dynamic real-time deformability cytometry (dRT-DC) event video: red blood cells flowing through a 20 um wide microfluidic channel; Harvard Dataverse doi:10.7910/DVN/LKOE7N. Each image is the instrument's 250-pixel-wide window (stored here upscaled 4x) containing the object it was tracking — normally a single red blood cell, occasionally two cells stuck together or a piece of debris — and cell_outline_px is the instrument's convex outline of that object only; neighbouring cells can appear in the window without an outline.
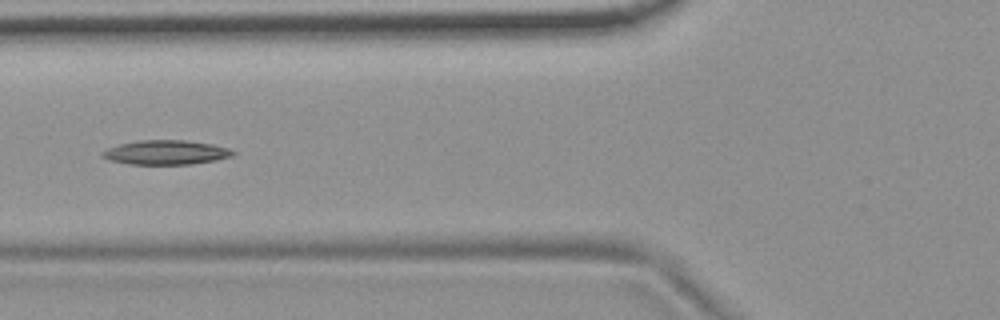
{"species": "common noctule bat (a hibernating species)", "species_latin": "Nyctalus noctula", "temperature_condition": "room temperature", "stored_images_in_passage": 5, "camera_frame_rate_fps": 3000, "um_per_image_px": 0.085, "animal": {"sex": "female", "body_mass_g": 19.9}, "frame": {"image": 1, "passage_image": 5, "time_ms": 1.333, "image_size_px": [1000, 320], "cell_outline_px": [[236, 152], [232, 156], [216, 160], [192, 164], [128, 164], [108, 160], [100, 156], [100, 152], [108, 148], [120, 144], [140, 140], [184, 140], [212, 144], [228, 148]], "centroid_in_image_um": [14.07, 12.96], "position_along_channel_um": 111.7, "area_um2": 18.55}}